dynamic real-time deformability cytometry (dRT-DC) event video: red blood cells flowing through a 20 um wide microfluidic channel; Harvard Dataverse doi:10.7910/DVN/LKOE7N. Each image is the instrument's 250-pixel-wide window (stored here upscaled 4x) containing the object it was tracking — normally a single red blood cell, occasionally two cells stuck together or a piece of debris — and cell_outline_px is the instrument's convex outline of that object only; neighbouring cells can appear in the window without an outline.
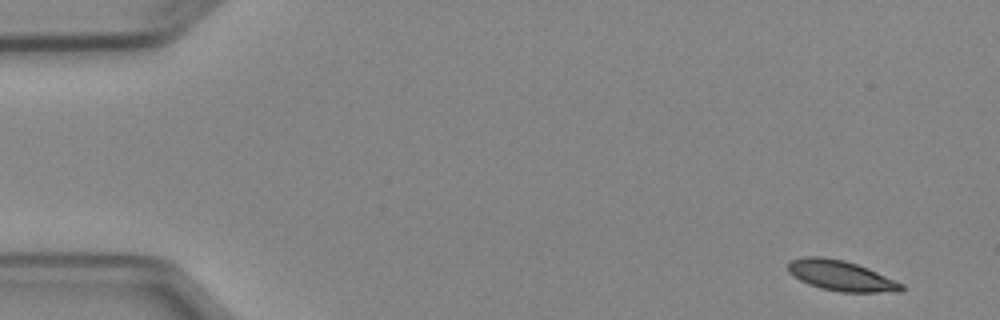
{"species": "Egyptian fruit bat (a non-hibernating species)", "species_latin": "Rousettus aegyptiacus", "temperature_condition": "cold", "stored_images_in_passage": 6, "camera_frame_rate_fps": 3000, "um_per_image_px": 0.085, "animal": {"sex": "female"}, "frame": {"image": 1, "passage_image": 1, "time_ms": 0.0, "image_size_px": [1000, 320], "cell_outline_px": [[904, 288], [900, 292], [840, 292], [820, 288], [808, 284], [800, 280], [788, 272], [788, 260], [804, 256], [824, 256], [844, 260], [868, 268], [904, 284]], "centroid_in_image_um": [71.46, 23.42], "position_along_channel_um": 13.5, "area_um2": 20.23}}
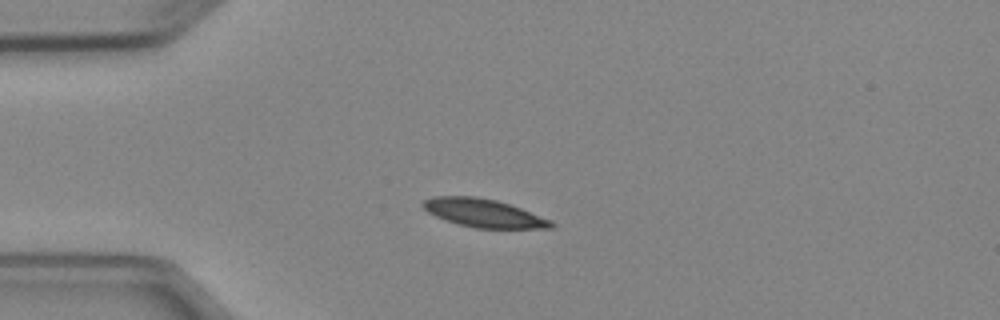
{"frame": {"image": 2, "passage_image": 4, "time_ms": 3.333, "image_size_px": [1000, 320], "cell_outline_px": [[556, 228], [476, 228], [444, 220], [428, 212], [420, 204], [424, 200], [432, 196], [476, 196], [496, 200], [520, 208], [552, 220], [556, 224]], "centroid_in_image_um": [41.11, 18.11], "position_along_channel_um": 43.9, "area_um2": 21.1}}